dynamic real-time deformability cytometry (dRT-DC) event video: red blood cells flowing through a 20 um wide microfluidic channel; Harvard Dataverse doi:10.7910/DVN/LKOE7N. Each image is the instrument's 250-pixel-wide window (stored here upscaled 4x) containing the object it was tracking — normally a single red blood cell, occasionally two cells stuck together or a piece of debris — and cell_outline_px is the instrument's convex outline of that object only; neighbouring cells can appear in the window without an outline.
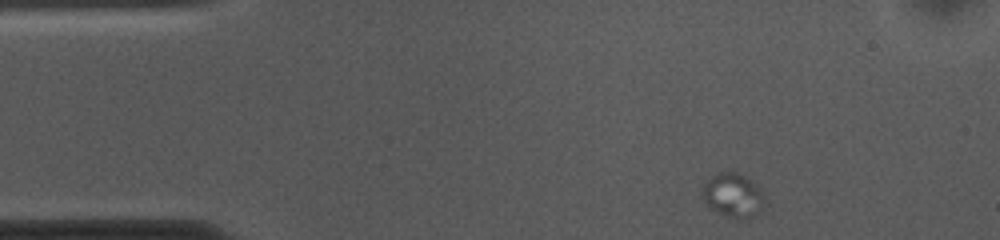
{"species": "common noctule bat (a hibernating species)", "species_latin": "Nyctalus noctula", "temperature_condition": "cold", "stored_images_in_passage": 45, "camera_frame_rate_fps": 3000, "um_per_image_px": 0.085, "animal": {"sex": "female", "body_mass_g": 10.0, "forearm_length_mm": 53.1}, "frame": {"image": 1, "passage_image": 1, "time_ms": 0.0, "image_size_px": [1000, 240], "cell_outline_px": [[768, 204], [756, 216], [748, 220], [728, 216], [716, 212], [704, 200], [704, 184], [712, 176], [720, 172], [736, 172], [744, 176], [756, 184], [764, 192]], "centroid_in_image_um": [62.43, 16.63], "position_along_channel_um": 22.6, "area_um2": 16.13}}
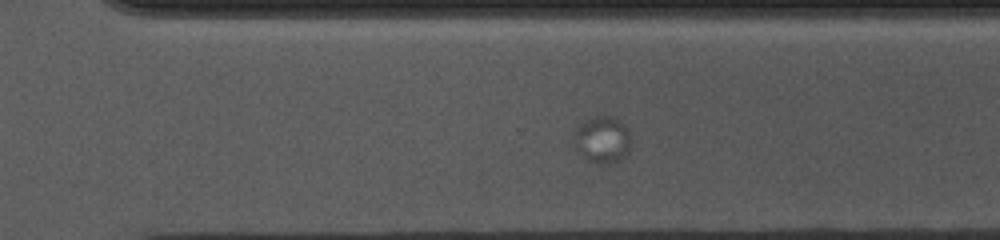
{"frame": {"image": 2, "passage_image": 32, "time_ms": 10.333, "image_size_px": [1000, 240], "cell_outline_px": [[632, 148], [620, 160], [612, 164], [600, 164], [588, 160], [576, 148], [572, 140], [572, 136], [576, 128], [584, 120], [596, 116], [612, 116], [620, 120], [628, 128], [632, 140]], "centroid_in_image_um": [51.23, 11.86], "position_along_channel_um": 319.4, "area_um2": 16.01}}
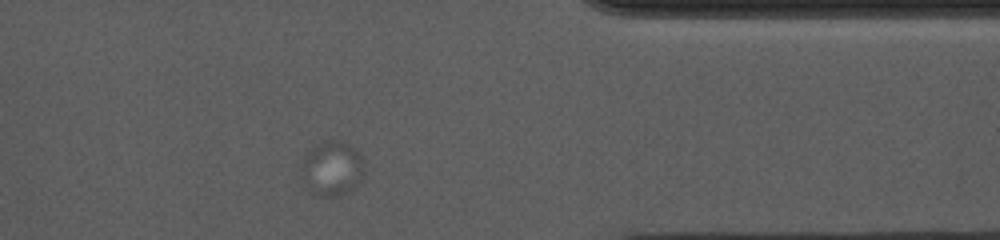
{"frame": {"image": 3, "passage_image": 39, "time_ms": 12.667, "image_size_px": [1000, 240], "cell_outline_px": [[364, 172], [360, 184], [356, 188], [332, 196], [320, 196], [312, 192], [300, 180], [300, 168], [304, 156], [316, 144], [324, 140], [340, 140], [352, 144], [360, 156], [364, 168]], "centroid_in_image_um": [28.2, 14.3], "position_along_channel_um": 383.2, "area_um2": 20.4}}